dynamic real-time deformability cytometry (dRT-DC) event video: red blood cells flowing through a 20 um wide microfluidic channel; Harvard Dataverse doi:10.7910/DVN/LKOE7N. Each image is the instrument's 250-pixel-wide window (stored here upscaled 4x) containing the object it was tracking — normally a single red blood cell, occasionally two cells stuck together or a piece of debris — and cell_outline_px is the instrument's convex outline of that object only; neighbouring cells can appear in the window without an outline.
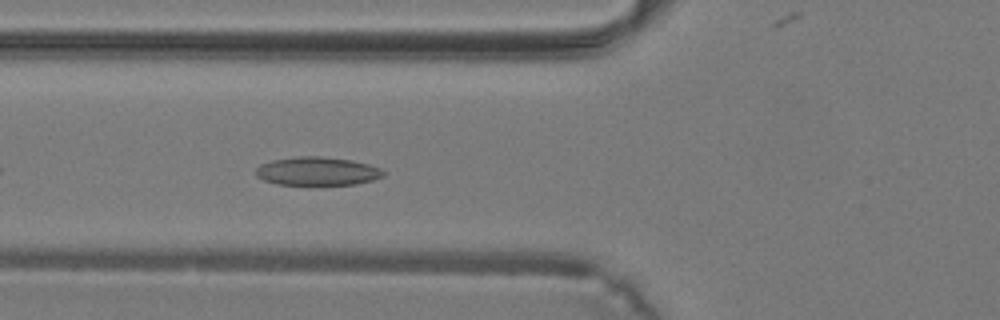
{"species": "common noctule bat (a hibernating species)", "species_latin": "Nyctalus noctula", "temperature_condition": "warm", "stored_images_in_passage": 28, "camera_frame_rate_fps": 3000, "um_per_image_px": 0.085, "animal": {"sex": "male", "body_mass_g": 19.2, "forearm_length_mm": 51.8}, "frame": {"image": 1, "passage_image": 4, "time_ms": 1.0, "image_size_px": [1000, 320], "cell_outline_px": [[388, 172], [384, 176], [372, 180], [356, 184], [276, 184], [264, 180], [256, 176], [256, 168], [260, 164], [272, 160], [300, 156], [320, 156], [352, 160], [368, 164], [380, 168]], "centroid_in_image_um": [26.99, 14.54], "position_along_channel_um": 98.8, "area_um2": 21.1}}
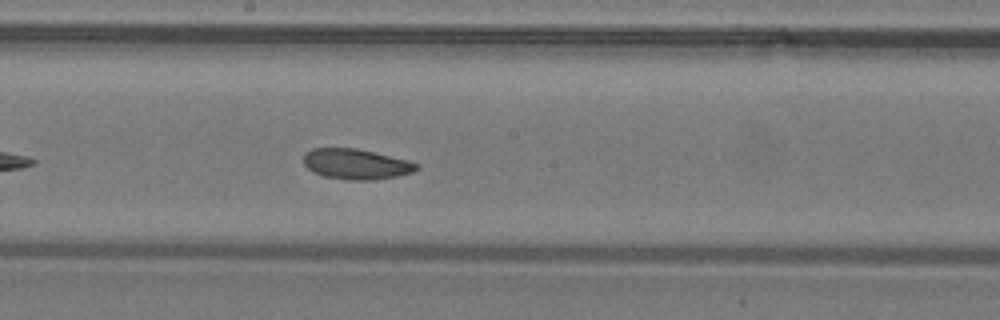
{"frame": {"image": 2, "passage_image": 11, "time_ms": 3.333, "image_size_px": [1000, 320], "cell_outline_px": [[420, 168], [412, 172], [396, 176], [372, 180], [352, 180], [324, 176], [312, 172], [304, 164], [304, 156], [312, 148], [356, 148], [408, 160], [420, 164]], "centroid_in_image_um": [30.29, 13.95], "position_along_channel_um": 217.9, "area_um2": 19.88}}
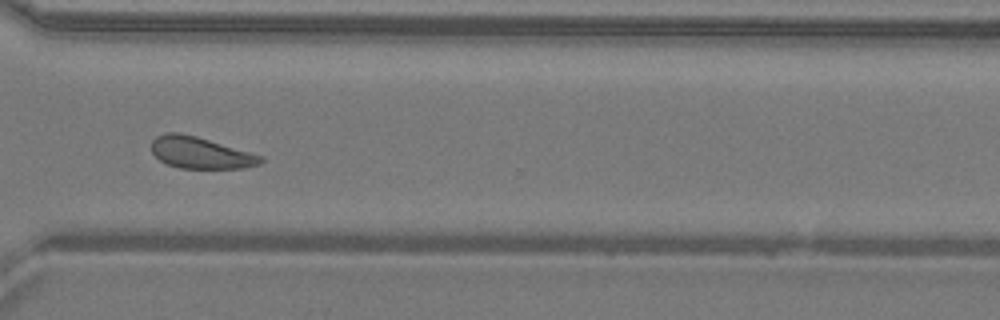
{"frame": {"image": 3, "passage_image": 19, "time_ms": 6.0, "image_size_px": [1000, 320], "cell_outline_px": [[264, 160], [260, 164], [244, 168], [180, 168], [168, 164], [160, 160], [152, 152], [152, 140], [156, 136], [164, 132], [176, 132], [196, 136], [264, 156]], "centroid_in_image_um": [17.05, 12.98], "position_along_channel_um": 353.6, "area_um2": 20.06}}